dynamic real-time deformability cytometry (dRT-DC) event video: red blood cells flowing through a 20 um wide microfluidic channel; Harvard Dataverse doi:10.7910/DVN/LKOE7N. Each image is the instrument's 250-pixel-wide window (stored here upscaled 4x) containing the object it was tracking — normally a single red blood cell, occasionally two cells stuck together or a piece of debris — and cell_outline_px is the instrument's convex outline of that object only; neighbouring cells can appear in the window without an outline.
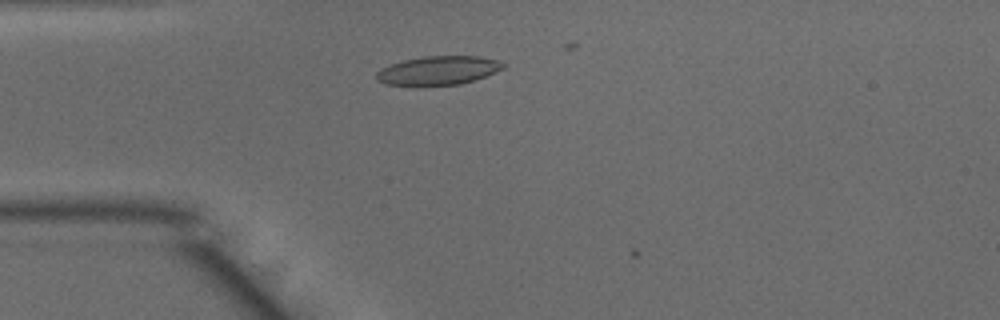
{"species": "common noctule bat (a hibernating species)", "species_latin": "Nyctalus noctula", "temperature_condition": "warm", "stored_images_in_passage": 3, "camera_frame_rate_fps": 3000, "um_per_image_px": 0.085, "animal": {"sex": "male", "body_mass_g": 15.6}, "frame": {"image": 1, "passage_image": 2, "time_ms": 0.333, "image_size_px": [1000, 320], "cell_outline_px": [[504, 68], [496, 72], [460, 84], [420, 88], [384, 84], [376, 80], [376, 72], [380, 68], [404, 60], [424, 56], [476, 56], [496, 60], [504, 64]], "centroid_in_image_um": [37.15, 6.03], "position_along_channel_um": 47.8, "area_um2": 21.79}}